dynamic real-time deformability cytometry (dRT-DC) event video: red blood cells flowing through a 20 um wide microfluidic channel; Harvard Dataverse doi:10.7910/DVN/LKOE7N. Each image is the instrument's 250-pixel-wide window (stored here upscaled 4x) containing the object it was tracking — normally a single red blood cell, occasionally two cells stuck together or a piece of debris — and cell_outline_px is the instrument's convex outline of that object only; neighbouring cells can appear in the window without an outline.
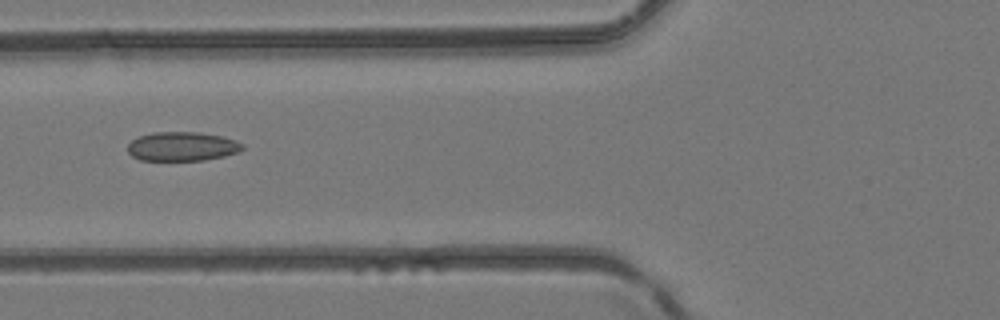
{"species": "common noctule bat (a hibernating species)", "species_latin": "Nyctalus noctula", "temperature_condition": "room temperature", "stored_images_in_passage": 4, "camera_frame_rate_fps": 3000, "um_per_image_px": 0.085, "animal": {"sex": "female", "body_mass_g": 24.6, "forearm_length_mm": 56.2}, "frame": {"image": 1, "passage_image": 4, "time_ms": 1.0, "image_size_px": [1000, 320], "cell_outline_px": [[244, 148], [240, 152], [224, 156], [204, 160], [140, 160], [132, 156], [128, 152], [128, 144], [132, 140], [140, 136], [152, 132], [200, 132], [220, 136], [236, 140], [244, 144]], "centroid_in_image_um": [15.5, 12.44], "position_along_channel_um": 110.3, "area_um2": 19.54}}